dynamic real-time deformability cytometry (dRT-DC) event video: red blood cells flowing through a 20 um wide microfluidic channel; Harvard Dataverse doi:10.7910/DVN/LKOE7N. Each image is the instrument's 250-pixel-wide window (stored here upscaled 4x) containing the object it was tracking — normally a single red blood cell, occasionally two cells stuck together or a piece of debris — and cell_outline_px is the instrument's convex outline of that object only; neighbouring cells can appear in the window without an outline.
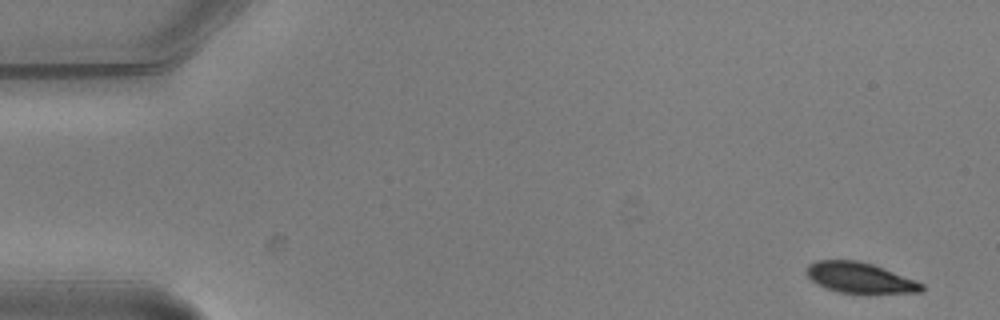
{"species": "common noctule bat (a hibernating species)", "species_latin": "Nyctalus noctula", "temperature_condition": "warm", "stored_images_in_passage": 4, "camera_frame_rate_fps": 3000, "um_per_image_px": 0.085, "animal": {"sex": "male", "body_mass_g": 20.5, "forearm_length_mm": 52.5}, "frame": {"image": 1, "passage_image": 1, "time_ms": 0.0, "image_size_px": [1000, 320], "cell_outline_px": [[924, 288], [920, 292], [840, 292], [828, 288], [812, 280], [808, 276], [808, 264], [816, 260], [856, 260], [872, 264], [916, 280], [924, 284]], "centroid_in_image_um": [73.1, 23.58], "position_along_channel_um": 11.9, "area_um2": 19.83}}
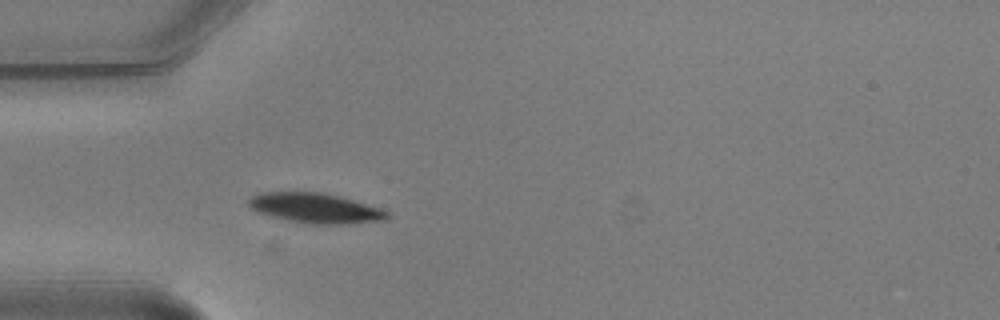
{"frame": {"image": 2, "passage_image": 4, "time_ms": 1.0, "image_size_px": [1000, 320], "cell_outline_px": [[392, 216], [384, 220], [348, 224], [304, 224], [256, 212], [248, 204], [248, 200], [252, 196], [260, 192], [324, 192], [340, 196], [380, 208], [388, 212]], "centroid_in_image_um": [26.82, 17.69], "position_along_channel_um": 58.2, "area_um2": 24.33}}